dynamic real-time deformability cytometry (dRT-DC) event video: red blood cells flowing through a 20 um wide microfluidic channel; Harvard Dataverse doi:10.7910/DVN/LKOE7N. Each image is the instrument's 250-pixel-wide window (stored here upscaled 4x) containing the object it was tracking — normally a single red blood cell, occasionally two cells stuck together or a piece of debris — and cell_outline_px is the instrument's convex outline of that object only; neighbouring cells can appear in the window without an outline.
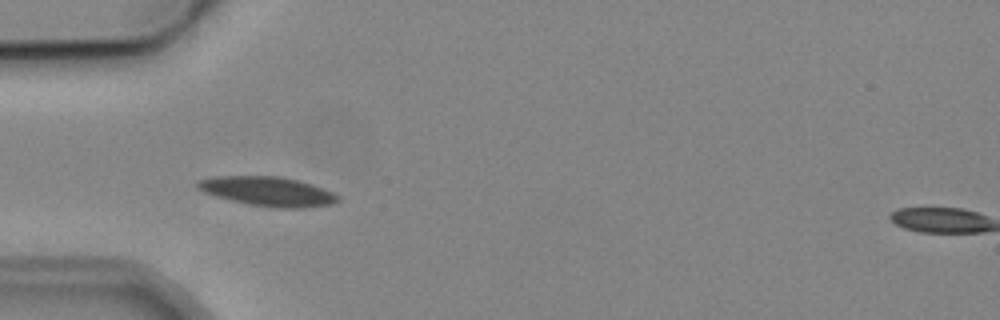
{"species": "common noctule bat (a hibernating species)", "species_latin": "Nyctalus noctula", "temperature_condition": "cold", "stored_images_in_passage": 3, "camera_frame_rate_fps": 3000, "um_per_image_px": 0.085, "animal": {"sex": "male", "body_mass_g": 19.2, "forearm_length_mm": 51.8}, "frame": {"image": 1, "passage_image": 2, "time_ms": 1.333, "image_size_px": [1000, 320], "cell_outline_px": [[340, 200], [332, 204], [304, 208], [276, 208], [248, 204], [216, 196], [204, 192], [196, 188], [196, 180], [212, 176], [280, 176], [296, 180], [332, 192], [340, 196]], "centroid_in_image_um": [22.72, 16.27], "position_along_channel_um": 62.3, "area_um2": 23.93}}